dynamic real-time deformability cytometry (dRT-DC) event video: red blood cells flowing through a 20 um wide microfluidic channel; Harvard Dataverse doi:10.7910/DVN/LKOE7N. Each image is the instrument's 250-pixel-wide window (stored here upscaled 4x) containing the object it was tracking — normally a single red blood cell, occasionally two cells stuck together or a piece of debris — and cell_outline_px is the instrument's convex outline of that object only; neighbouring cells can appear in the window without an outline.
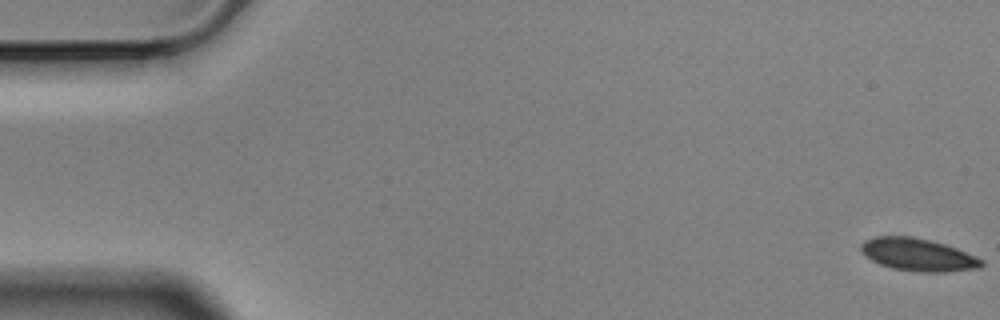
{"species": "Egyptian fruit bat (a non-hibernating species)", "species_latin": "Rousettus aegyptiacus", "temperature_condition": "cold", "stored_images_in_passage": 5, "camera_frame_rate_fps": 3000, "um_per_image_px": 0.085, "animal": {"sex": "male"}, "frame": {"image": 1, "passage_image": 1, "time_ms": 0.0, "image_size_px": [1000, 320], "cell_outline_px": [[984, 264], [980, 268], [948, 272], [920, 272], [892, 268], [880, 264], [864, 256], [860, 252], [860, 244], [864, 240], [876, 236], [912, 236], [944, 244], [956, 248], [976, 256], [984, 260]], "centroid_in_image_um": [78.02, 21.65], "position_along_channel_um": 7.0, "area_um2": 23.06}}
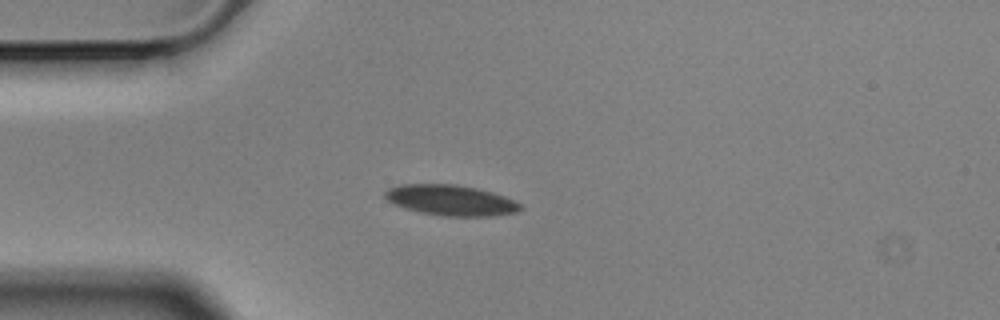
{"frame": {"image": 2, "passage_image": 5, "time_ms": 1.333, "image_size_px": [1000, 320], "cell_outline_px": [[524, 208], [516, 212], [492, 216], [444, 216], [420, 212], [404, 208], [388, 200], [384, 196], [384, 192], [388, 188], [404, 184], [456, 184], [476, 188], [492, 192], [504, 196], [520, 204]], "centroid_in_image_um": [38.32, 17.02], "position_along_channel_um": 46.7, "area_um2": 23.99}}